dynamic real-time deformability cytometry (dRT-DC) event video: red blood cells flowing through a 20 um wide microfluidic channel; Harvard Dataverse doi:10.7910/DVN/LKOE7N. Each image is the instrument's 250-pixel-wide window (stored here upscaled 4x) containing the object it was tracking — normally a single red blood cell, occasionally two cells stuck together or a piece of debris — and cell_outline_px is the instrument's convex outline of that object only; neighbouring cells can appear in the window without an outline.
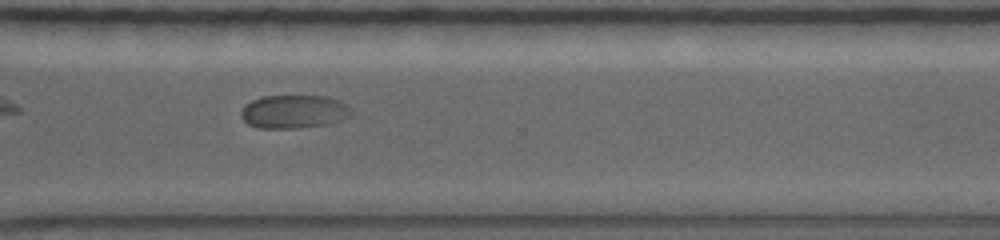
{"species": "common noctule bat (a hibernating species)", "species_latin": "Nyctalus noctula", "temperature_condition": "warm", "stored_images_in_passage": 36, "camera_frame_rate_fps": 5000, "um_per_image_px": 0.085, "animal": {"sex": "female", "body_mass_g": 19.0, "forearm_length_mm": 56.7}, "frame": {"image": 1, "passage_image": 26, "time_ms": 8.6, "image_size_px": [1000, 240], "cell_outline_px": [[352, 112], [348, 116], [340, 120], [328, 124], [300, 128], [260, 128], [248, 124], [240, 116], [240, 112], [244, 104], [260, 96], [328, 96], [340, 100], [352, 108]], "centroid_in_image_um": [24.97, 9.48], "position_along_channel_um": 345.6, "area_um2": 21.68}}